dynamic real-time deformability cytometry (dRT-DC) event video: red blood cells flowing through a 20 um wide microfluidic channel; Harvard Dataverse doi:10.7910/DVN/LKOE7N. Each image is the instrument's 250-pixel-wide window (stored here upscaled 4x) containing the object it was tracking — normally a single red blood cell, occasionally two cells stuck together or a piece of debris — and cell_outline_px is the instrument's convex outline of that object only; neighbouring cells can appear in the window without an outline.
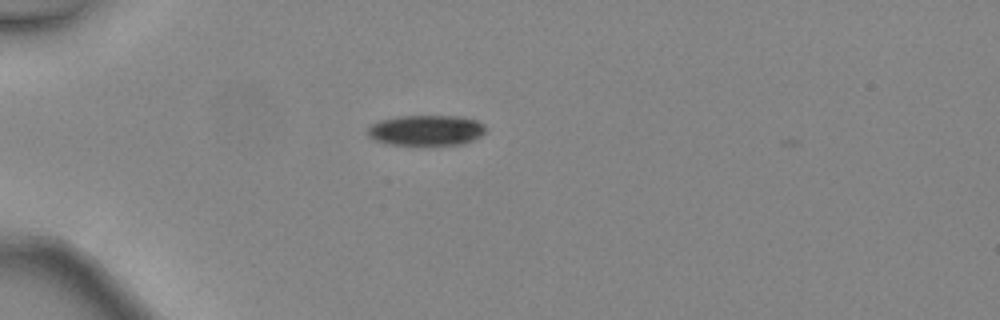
{"species": "common noctule bat (a hibernating species)", "species_latin": "Nyctalus noctula", "temperature_condition": "warm", "stored_images_in_passage": 4, "camera_frame_rate_fps": 3000, "um_per_image_px": 0.085, "animal": {"sex": "female", "body_mass_g": 24.6, "forearm_length_mm": 56.2}, "frame": {"image": 1, "passage_image": 2, "time_ms": 0.333, "image_size_px": [1000, 320], "cell_outline_px": [[488, 128], [480, 136], [464, 144], [388, 144], [376, 140], [368, 136], [368, 128], [372, 124], [380, 120], [400, 116], [460, 116], [476, 120], [484, 124]], "centroid_in_image_um": [36.25, 11.06], "position_along_channel_um": 48.7, "area_um2": 20.81}}